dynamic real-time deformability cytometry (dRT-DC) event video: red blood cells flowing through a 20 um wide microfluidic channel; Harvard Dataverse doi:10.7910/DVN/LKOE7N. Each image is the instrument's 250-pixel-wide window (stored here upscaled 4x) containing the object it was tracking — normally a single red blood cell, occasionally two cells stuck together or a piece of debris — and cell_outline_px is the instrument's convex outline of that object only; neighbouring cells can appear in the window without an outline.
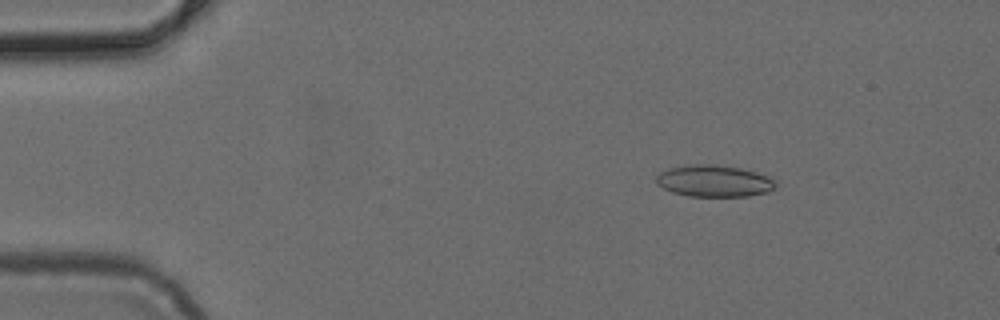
{"species": "common noctule bat (a hibernating species)", "species_latin": "Nyctalus noctula", "temperature_condition": "cold", "stored_images_in_passage": 44, "camera_frame_rate_fps": 3000, "um_per_image_px": 0.085, "animal": {"sex": "female", "body_mass_g": 24.6, "forearm_length_mm": 56.2}, "frame": {"image": 1, "passage_image": 2, "time_ms": 0.333, "image_size_px": [1000, 320], "cell_outline_px": [[776, 188], [768, 192], [748, 196], [688, 196], [672, 192], [656, 184], [656, 176], [660, 172], [668, 168], [696, 164], [708, 164], [740, 168], [756, 172], [768, 176], [776, 180]], "centroid_in_image_um": [60.71, 15.39], "position_along_channel_um": 24.3, "area_um2": 22.08}}
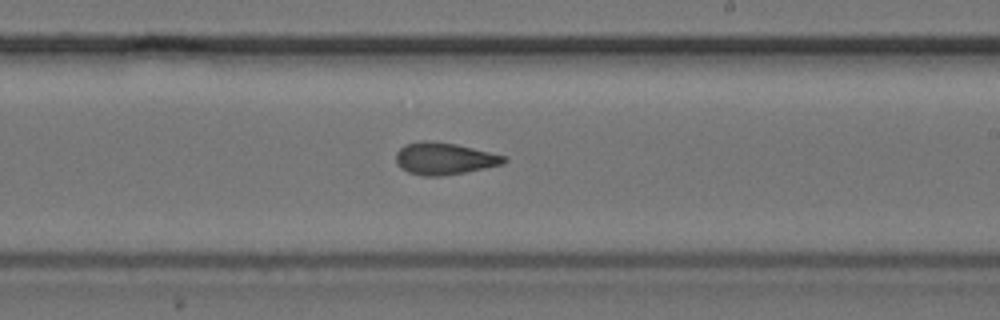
{"frame": {"image": 2, "passage_image": 24, "time_ms": 7.667, "image_size_px": [1000, 320], "cell_outline_px": [[508, 160], [504, 164], [464, 172], [440, 176], [424, 176], [408, 172], [400, 168], [396, 164], [396, 152], [404, 144], [420, 140], [424, 140], [456, 144], [508, 156]], "centroid_in_image_um": [37.76, 13.47], "position_along_channel_um": 251.2, "area_um2": 20.29}}
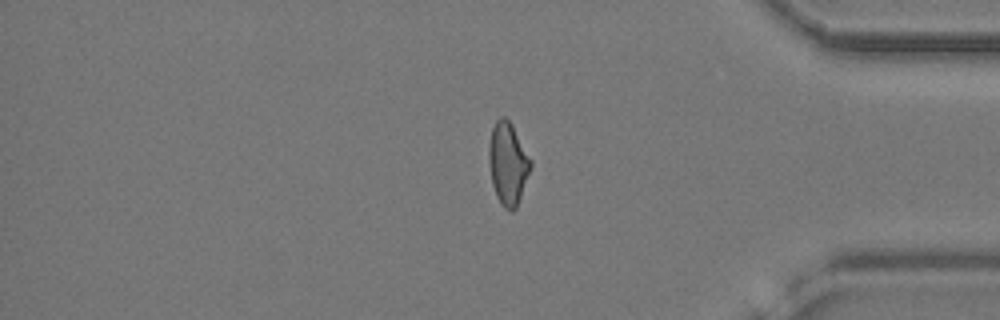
{"frame": {"image": 3, "passage_image": 36, "time_ms": 11.667, "image_size_px": [1000, 320], "cell_outline_px": [[532, 168], [516, 208], [512, 212], [504, 208], [500, 204], [496, 196], [492, 184], [488, 164], [488, 148], [492, 128], [496, 120], [500, 116], [504, 116], [512, 124], [532, 160]], "centroid_in_image_um": [43.17, 13.91], "position_along_channel_um": 392.0, "area_um2": 20.4}}